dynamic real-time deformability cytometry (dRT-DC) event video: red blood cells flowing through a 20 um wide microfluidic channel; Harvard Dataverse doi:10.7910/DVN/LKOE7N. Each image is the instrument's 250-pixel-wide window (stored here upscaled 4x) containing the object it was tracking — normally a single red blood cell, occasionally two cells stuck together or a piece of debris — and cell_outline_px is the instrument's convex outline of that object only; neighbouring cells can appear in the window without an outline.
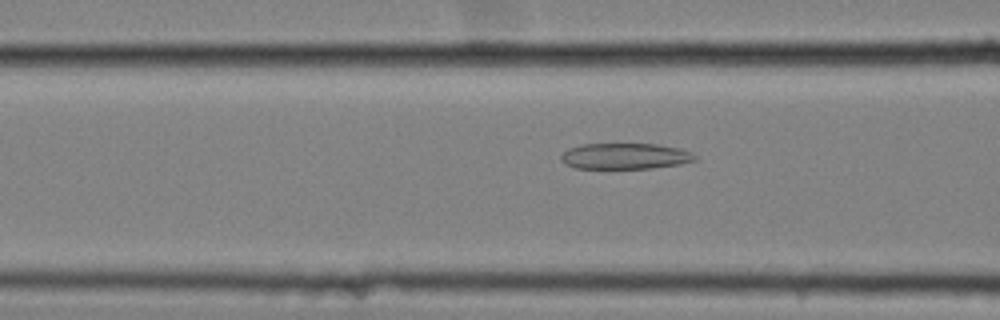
{"species": "common noctule bat (a hibernating species)", "species_latin": "Nyctalus noctula", "temperature_condition": "cold", "stored_images_in_passage": 53, "camera_frame_rate_fps": 3000, "um_per_image_px": 0.085, "animal": {"sex": "female", "body_mass_g": 25.1}, "frame": {"image": 1, "passage_image": 19, "time_ms": 6.0, "image_size_px": [1000, 320], "cell_outline_px": [[696, 160], [680, 164], [652, 168], [576, 168], [560, 160], [560, 156], [568, 148], [580, 144], [656, 144], [680, 148], [692, 152], [696, 156]], "centroid_in_image_um": [53.15, 13.26], "position_along_channel_um": 113.5, "area_um2": 20.23}}
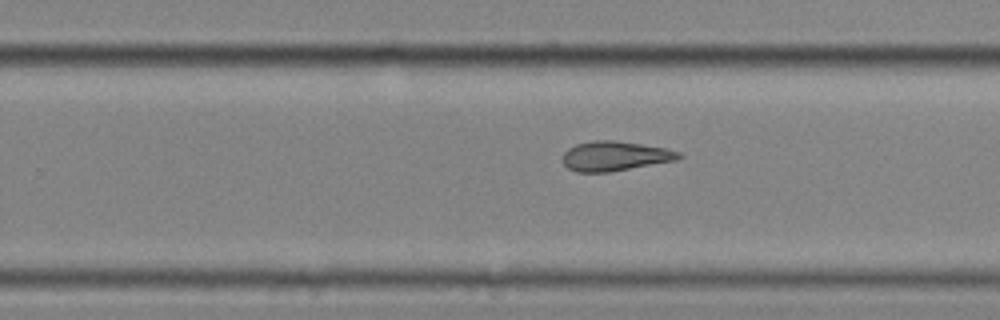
{"frame": {"image": 2, "passage_image": 33, "time_ms": 10.667, "image_size_px": [1000, 320], "cell_outline_px": [[684, 156], [676, 160], [608, 172], [576, 172], [568, 168], [564, 164], [564, 152], [568, 148], [576, 144], [592, 140], [616, 140], [664, 148], [680, 152]], "centroid_in_image_um": [52.25, 13.26], "position_along_channel_um": 277.5, "area_um2": 19.88}}
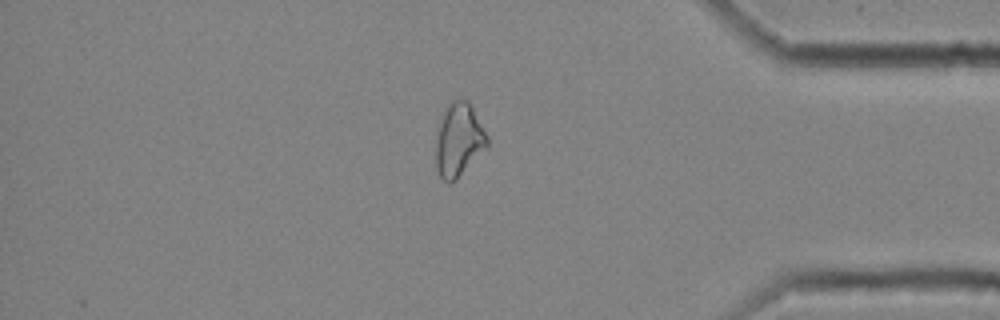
{"frame": {"image": 3, "passage_image": 45, "time_ms": 14.667, "image_size_px": [1000, 320], "cell_outline_px": [[488, 148], [452, 184], [448, 184], [440, 176], [436, 168], [436, 140], [440, 116], [448, 104], [452, 100], [468, 100], [472, 104], [488, 136]], "centroid_in_image_um": [39.01, 11.9], "position_along_channel_um": 396.2, "area_um2": 22.48}, "authors_computed_cell_mechanics": {"area_um2": 21.9062, "velocity_mm_per_s": 3.5128, "shape_relaxation_time_tau1_ms": null, "shape_relaxation_time_tau2_ms": 3.0381, "deformation_change_tau1": null, "deformation_change_tau2": 0.117}}